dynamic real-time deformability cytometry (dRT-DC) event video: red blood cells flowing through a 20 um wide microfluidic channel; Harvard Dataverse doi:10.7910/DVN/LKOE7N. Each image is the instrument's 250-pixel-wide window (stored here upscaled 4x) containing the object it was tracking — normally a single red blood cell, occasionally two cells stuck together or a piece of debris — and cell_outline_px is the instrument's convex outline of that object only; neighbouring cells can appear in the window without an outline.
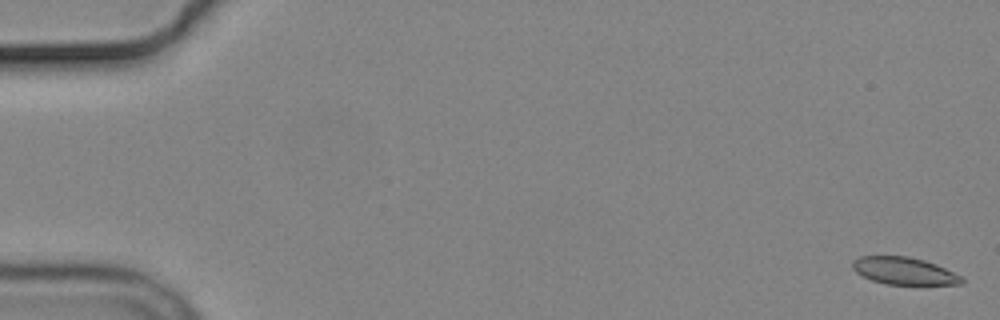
{"species": "common noctule bat (a hibernating species)", "species_latin": "Nyctalus noctula", "temperature_condition": "cold", "stored_images_in_passage": 6, "camera_frame_rate_fps": 3000, "um_per_image_px": 0.085, "animal": {"sex": "male", "body_mass_g": 19.2, "forearm_length_mm": 51.8}, "frame": {"image": 1, "passage_image": 1, "time_ms": 0.0, "image_size_px": [1000, 320], "cell_outline_px": [[964, 284], [884, 284], [872, 280], [856, 272], [852, 268], [852, 260], [860, 256], [908, 256], [924, 260], [936, 264], [960, 276], [964, 280]], "centroid_in_image_um": [76.81, 23.02], "position_along_channel_um": 8.2, "area_um2": 17.22}}
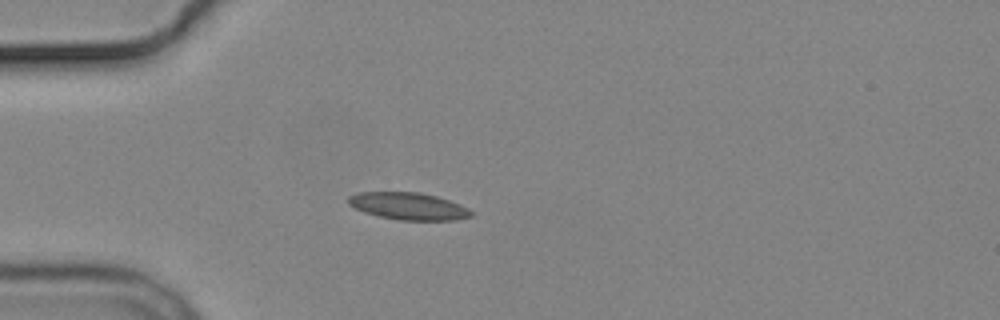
{"frame": {"image": 2, "passage_image": 5, "time_ms": 5.0, "image_size_px": [1000, 320], "cell_outline_px": [[472, 216], [456, 220], [400, 220], [380, 216], [364, 212], [348, 204], [348, 196], [356, 192], [420, 192], [436, 196], [460, 204], [468, 208], [472, 212]], "centroid_in_image_um": [34.71, 17.51], "position_along_channel_um": 50.3, "area_um2": 19.42}}